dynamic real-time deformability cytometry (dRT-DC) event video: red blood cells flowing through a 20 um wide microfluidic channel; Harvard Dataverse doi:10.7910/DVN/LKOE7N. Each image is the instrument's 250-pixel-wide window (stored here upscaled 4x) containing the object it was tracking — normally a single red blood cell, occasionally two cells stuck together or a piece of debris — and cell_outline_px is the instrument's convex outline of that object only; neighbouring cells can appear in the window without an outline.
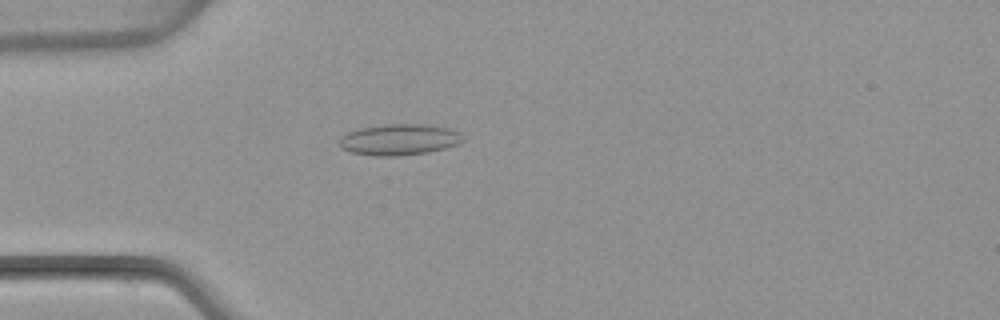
{"species": "common noctule bat (a hibernating species)", "species_latin": "Nyctalus noctula", "temperature_condition": "warm", "stored_images_in_passage": 3, "camera_frame_rate_fps": 3000, "um_per_image_px": 0.085, "animal": {"sex": "female", "body_mass_g": 22.7, "forearm_length_mm": 54.2}, "frame": {"image": 1, "passage_image": 3, "time_ms": 3.0, "image_size_px": [1000, 320], "cell_outline_px": [[464, 140], [460, 144], [428, 152], [396, 156], [376, 156], [352, 152], [340, 148], [340, 136], [348, 132], [360, 128], [388, 124], [424, 124], [448, 128], [460, 132]], "centroid_in_image_um": [33.94, 11.86], "position_along_channel_um": 51.1, "area_um2": 22.37}}